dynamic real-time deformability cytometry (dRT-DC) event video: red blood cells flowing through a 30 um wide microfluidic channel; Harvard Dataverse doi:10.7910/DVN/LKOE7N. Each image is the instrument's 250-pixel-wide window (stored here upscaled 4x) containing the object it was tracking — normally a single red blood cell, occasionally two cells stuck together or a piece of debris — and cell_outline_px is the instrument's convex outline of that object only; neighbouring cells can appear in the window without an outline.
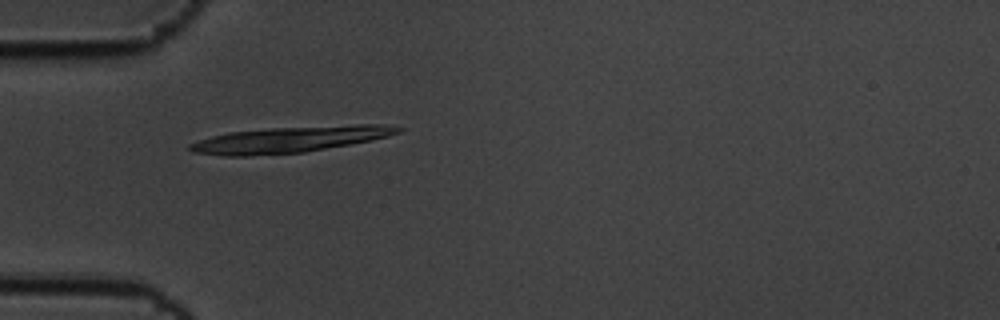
{"species": "common noctule bat (a hibernating species)", "species_latin": "Nyctalus noctula", "temperature_condition": "cold", "stored_images_in_passage": 1, "camera_frame_rate_fps": 3000, "um_per_image_px": 0.085, "animal": {"sex": "male", "body_mass_g": 19.5, "forearm_length_mm": 54.6}, "frame": {"image": 1, "passage_image": 1, "time_ms": 0.0, "image_size_px": [1000, 320], "cell_outline_px": [[404, 128], [400, 132], [388, 136], [372, 140], [304, 152], [248, 156], [224, 156], [192, 152], [188, 148], [188, 144], [212, 136], [228, 132], [272, 128], [356, 124], [384, 124]], "centroid_in_image_um": [24.63, 11.85], "position_along_channel_um": 60.4, "area_um2": 31.5}}